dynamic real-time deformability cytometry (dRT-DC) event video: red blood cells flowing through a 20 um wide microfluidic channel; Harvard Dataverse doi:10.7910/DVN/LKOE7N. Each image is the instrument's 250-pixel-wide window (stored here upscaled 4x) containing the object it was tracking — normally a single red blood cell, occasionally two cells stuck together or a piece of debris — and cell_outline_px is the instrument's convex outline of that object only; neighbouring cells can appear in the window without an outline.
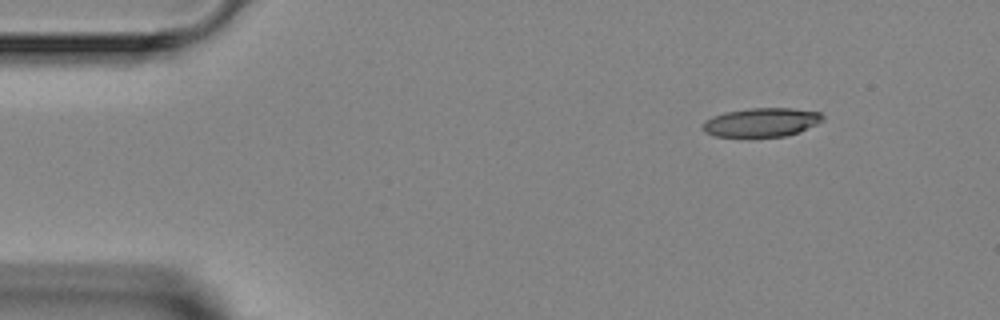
{"species": "Egyptian fruit bat (a non-hibernating species)", "species_latin": "Rousettus aegyptiacus", "temperature_condition": "room temperature", "stored_images_in_passage": 3, "camera_frame_rate_fps": 3000, "um_per_image_px": 0.085, "animal": {"sex": "female"}, "frame": {"image": 1, "passage_image": 1, "time_ms": 0.0, "image_size_px": [1000, 320], "cell_outline_px": [[824, 120], [800, 132], [788, 136], [716, 136], [704, 132], [700, 128], [700, 124], [704, 120], [712, 116], [724, 112], [752, 108], [792, 108], [820, 112], [824, 116]], "centroid_in_image_um": [64.7, 10.39], "position_along_channel_um": 20.3, "area_um2": 20.35}}